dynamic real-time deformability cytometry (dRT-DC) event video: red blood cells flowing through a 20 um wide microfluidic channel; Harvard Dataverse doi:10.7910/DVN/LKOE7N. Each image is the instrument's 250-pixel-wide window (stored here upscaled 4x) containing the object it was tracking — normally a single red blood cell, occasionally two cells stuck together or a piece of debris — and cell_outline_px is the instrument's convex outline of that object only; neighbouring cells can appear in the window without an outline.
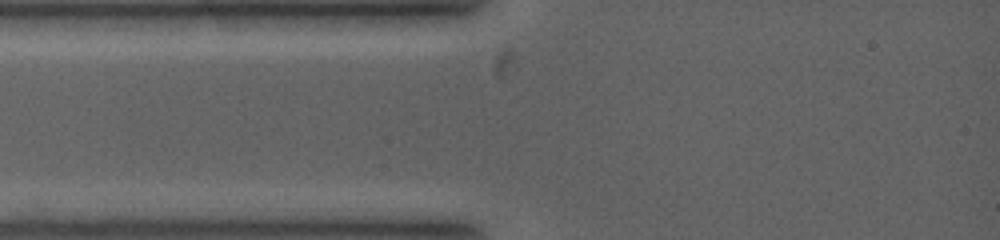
{"species": "common noctule bat (a hibernating species)", "species_latin": "Nyctalus noctula", "temperature_condition": "warm", "stored_images_in_passage": 3, "camera_frame_rate_fps": 5000, "um_per_image_px": 0.085, "animal": {"sex": "female", "body_mass_g": 19.0, "forearm_length_mm": 53.3}, "frame": {"image": 1, "passage_image": 2, "time_ms": 0.2, "image_size_px": [1000, 240], "cell_outline_px": [[548, 12], [520, 68], [516, 72], [504, 80], [496, 80], [492, 76], [484, 56], [484, 52], [544, 12]], "centroid_in_image_um": [43.59, 4.23], "position_along_channel_um": 41.4, "area_um2": 13.18}}